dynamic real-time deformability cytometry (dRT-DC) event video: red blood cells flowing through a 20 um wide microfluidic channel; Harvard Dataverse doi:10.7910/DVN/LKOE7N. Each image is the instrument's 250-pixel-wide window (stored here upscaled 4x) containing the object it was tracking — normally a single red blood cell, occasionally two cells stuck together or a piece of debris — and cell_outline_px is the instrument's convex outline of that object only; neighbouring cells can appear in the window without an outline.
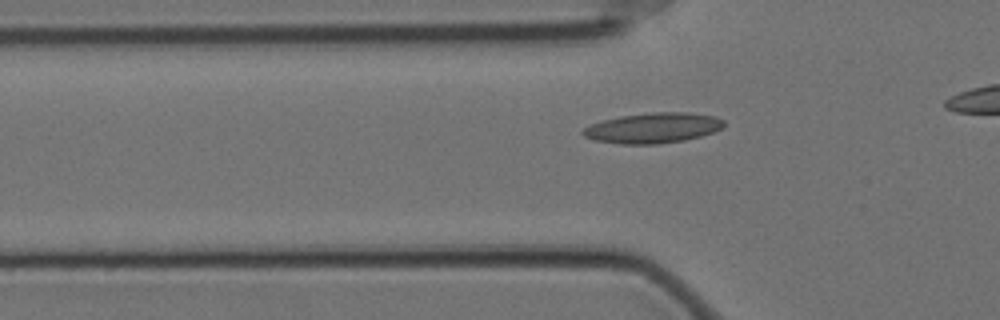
{"species": "Egyptian fruit bat (a non-hibernating species)", "species_latin": "Rousettus aegyptiacus", "temperature_condition": "cold", "stored_images_in_passage": 41, "camera_frame_rate_fps": 3000, "um_per_image_px": 0.085, "animal": {"sex": "female"}, "frame": {"image": 1, "passage_image": 13, "time_ms": 4.0, "image_size_px": [1000, 320], "cell_outline_px": [[724, 124], [720, 128], [712, 132], [700, 136], [684, 140], [656, 144], [620, 144], [596, 140], [584, 136], [580, 132], [584, 128], [592, 124], [604, 120], [620, 116], [652, 112], [688, 112], [716, 116], [724, 120]], "centroid_in_image_um": [55.5, 10.87], "position_along_channel_um": 70.3, "area_um2": 24.74}}
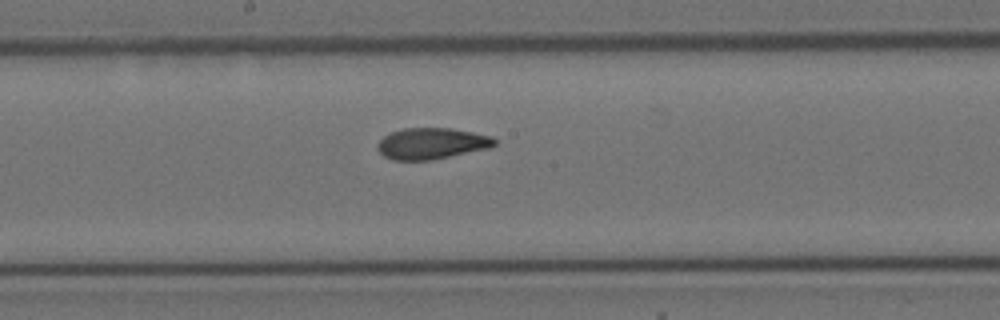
{"frame": {"image": 2, "passage_image": 25, "time_ms": 8.0, "image_size_px": [1000, 320], "cell_outline_px": [[496, 144], [488, 148], [432, 160], [392, 160], [384, 156], [376, 148], [376, 144], [384, 136], [392, 132], [404, 128], [448, 128], [472, 132], [492, 136], [496, 140]], "centroid_in_image_um": [36.66, 12.2], "position_along_channel_um": 211.5, "area_um2": 21.21}}
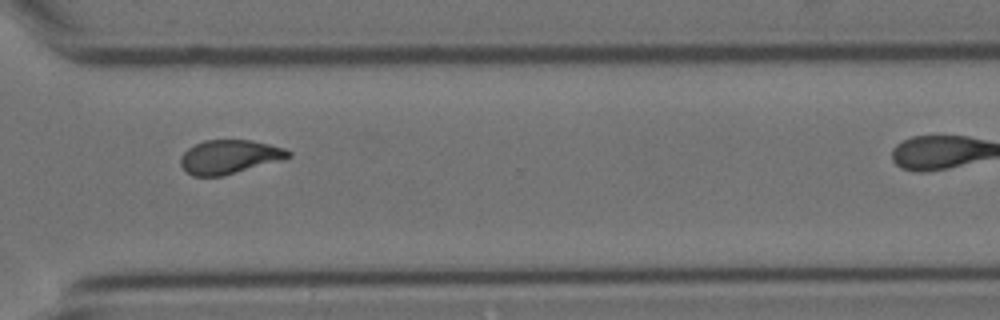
{"frame": {"image": 3, "passage_image": 37, "time_ms": 12.0, "image_size_px": [1000, 320], "cell_outline_px": [[292, 156], [284, 160], [224, 176], [192, 176], [180, 164], [180, 156], [188, 148], [204, 140], [252, 140], [284, 148], [292, 152]], "centroid_in_image_um": [19.53, 13.34], "position_along_channel_um": 351.1, "area_um2": 21.44}}